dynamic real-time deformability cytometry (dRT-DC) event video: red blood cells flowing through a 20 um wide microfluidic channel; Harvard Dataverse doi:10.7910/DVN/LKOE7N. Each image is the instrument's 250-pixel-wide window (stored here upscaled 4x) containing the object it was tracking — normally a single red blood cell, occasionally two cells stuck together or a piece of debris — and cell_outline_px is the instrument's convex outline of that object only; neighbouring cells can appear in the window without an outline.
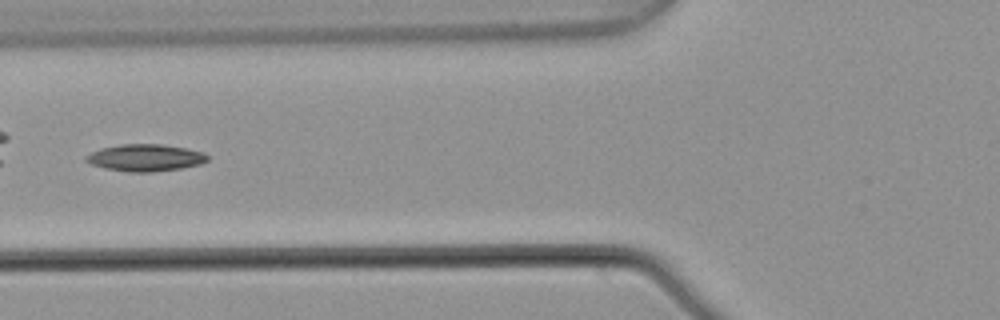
{"species": "common noctule bat (a hibernating species)", "species_latin": "Nyctalus noctula", "temperature_condition": "warm", "stored_images_in_passage": 7, "camera_frame_rate_fps": 3000, "um_per_image_px": 0.085, "animal": {"sex": "male", "body_mass_g": 21.5, "forearm_length_mm": 52.0}, "frame": {"image": 1, "passage_image": 7, "time_ms": 2.0, "image_size_px": [1000, 320], "cell_outline_px": [[208, 160], [200, 164], [180, 168], [152, 172], [128, 172], [104, 168], [92, 164], [84, 160], [84, 156], [100, 148], [120, 144], [164, 144], [204, 152], [208, 156]], "centroid_in_image_um": [12.33, 13.4], "position_along_channel_um": 113.5, "area_um2": 19.13}}